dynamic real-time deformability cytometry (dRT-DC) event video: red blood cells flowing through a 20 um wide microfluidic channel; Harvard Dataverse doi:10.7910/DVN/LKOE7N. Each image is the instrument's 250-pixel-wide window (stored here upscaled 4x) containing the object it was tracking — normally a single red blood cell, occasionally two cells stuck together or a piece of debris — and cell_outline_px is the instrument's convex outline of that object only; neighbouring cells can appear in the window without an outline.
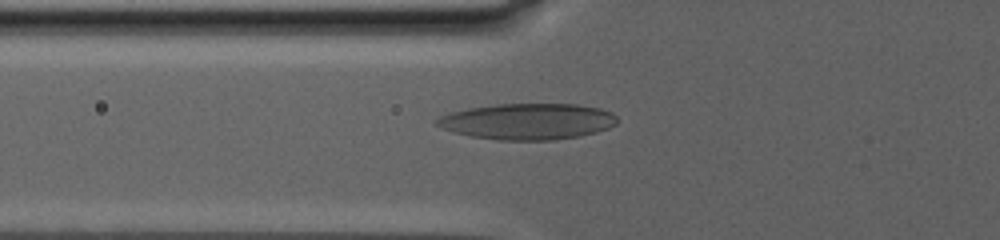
{"species": "human", "species_latin": "Homo sapiens", "temperature_condition": "warm", "stored_images_in_passage": 13, "camera_frame_rate_fps": 3000, "um_per_image_px": 0.085, "donor": {"sex": "male"}, "frame": {"image": 1, "passage_image": 10, "time_ms": 12.0, "image_size_px": [1000, 240], "cell_outline_px": [[616, 124], [608, 128], [596, 132], [580, 136], [552, 140], [496, 140], [472, 136], [440, 128], [436, 124], [436, 120], [440, 116], [452, 112], [468, 108], [496, 104], [576, 104], [600, 108], [612, 112], [616, 116]], "centroid_in_image_um": [44.87, 10.32], "position_along_channel_um": 80.9, "area_um2": 37.92}}
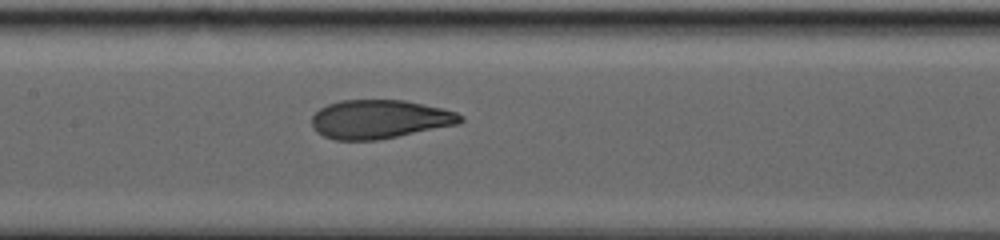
{"frame": {"image": 2, "passage_image": 13, "time_ms": 15.667, "image_size_px": [1000, 240], "cell_outline_px": [[464, 120], [460, 124], [380, 140], [336, 140], [324, 136], [316, 132], [312, 128], [312, 116], [320, 108], [328, 104], [340, 100], [404, 100], [444, 108], [456, 112], [464, 116]], "centroid_in_image_um": [32.3, 10.14], "position_along_channel_um": 175.1, "area_um2": 33.93}}